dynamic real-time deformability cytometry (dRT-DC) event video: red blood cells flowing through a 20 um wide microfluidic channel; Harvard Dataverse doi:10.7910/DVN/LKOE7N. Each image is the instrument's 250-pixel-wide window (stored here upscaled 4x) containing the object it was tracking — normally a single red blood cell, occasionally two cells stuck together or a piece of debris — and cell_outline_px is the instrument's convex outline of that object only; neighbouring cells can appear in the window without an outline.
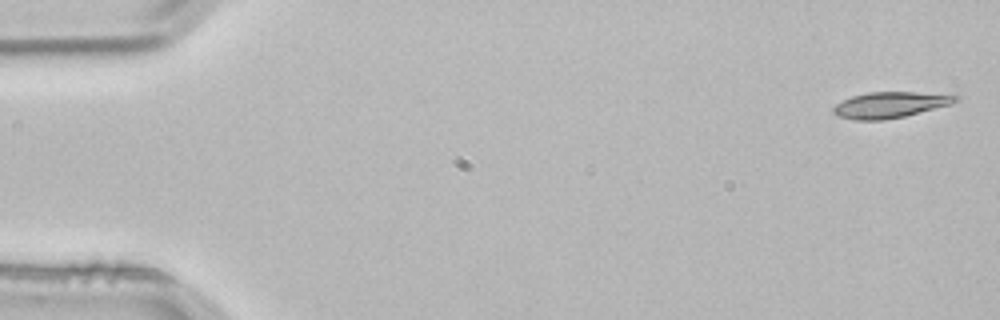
{"species": "common noctule bat (a hibernating species)", "species_latin": "Nyctalus noctula", "temperature_condition": "room temperature", "stored_images_in_passage": 3, "camera_frame_rate_fps": 3000, "um_per_image_px": 0.085, "animal": {"sex": "male", "body_mass_g": 21.5, "forearm_length_mm": 52.0}, "frame": {"image": 1, "passage_image": 1, "time_ms": 0.0, "image_size_px": [1000, 320], "cell_outline_px": [[960, 100], [952, 104], [904, 116], [884, 120], [852, 120], [836, 116], [832, 112], [832, 108], [836, 104], [852, 96], [868, 92], [956, 92], [960, 96]], "centroid_in_image_um": [75.77, 8.89], "position_along_channel_um": 9.2, "area_um2": 19.07}}